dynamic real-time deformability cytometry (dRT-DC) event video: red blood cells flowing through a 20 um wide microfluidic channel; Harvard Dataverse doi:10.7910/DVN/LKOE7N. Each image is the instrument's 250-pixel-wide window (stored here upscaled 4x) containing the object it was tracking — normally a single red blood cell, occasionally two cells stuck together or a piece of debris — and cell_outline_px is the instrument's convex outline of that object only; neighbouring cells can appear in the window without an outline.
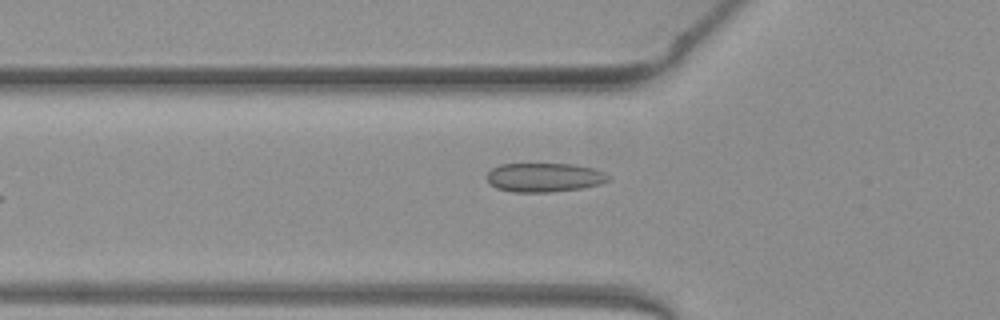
{"species": "common noctule bat (a hibernating species)", "species_latin": "Nyctalus noctula", "temperature_condition": "warm", "stored_images_in_passage": 33, "camera_frame_rate_fps": 3000, "um_per_image_px": 0.085, "animal": {"sex": "female", "body_mass_g": 19.3, "forearm_length_mm": 54.1}, "frame": {"image": 1, "passage_image": 2, "time_ms": 0.333, "image_size_px": [1000, 320], "cell_outline_px": [[612, 176], [608, 180], [600, 184], [580, 188], [552, 192], [512, 192], [496, 188], [488, 184], [488, 172], [492, 168], [500, 164], [572, 164], [592, 168], [604, 172]], "centroid_in_image_um": [46.25, 15.08], "position_along_channel_um": 79.5, "area_um2": 20.58}}
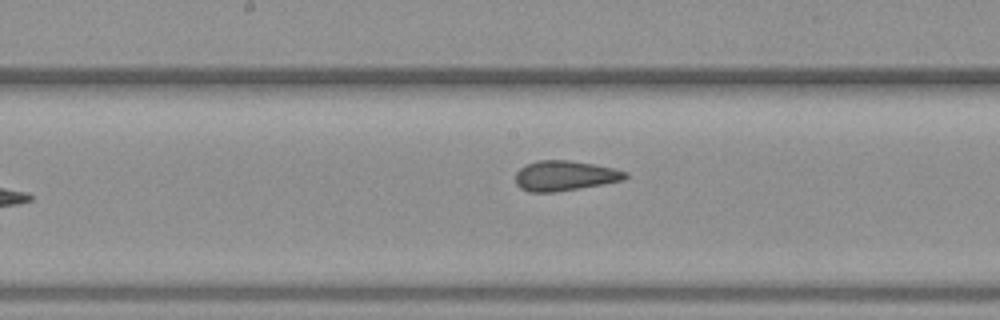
{"frame": {"image": 2, "passage_image": 11, "time_ms": 3.333, "image_size_px": [1000, 320], "cell_outline_px": [[628, 176], [624, 180], [552, 192], [528, 192], [520, 188], [516, 184], [516, 172], [520, 168], [536, 160], [568, 160], [592, 164], [612, 168], [628, 172]], "centroid_in_image_um": [47.97, 14.93], "position_along_channel_um": 200.2, "area_um2": 18.96}}
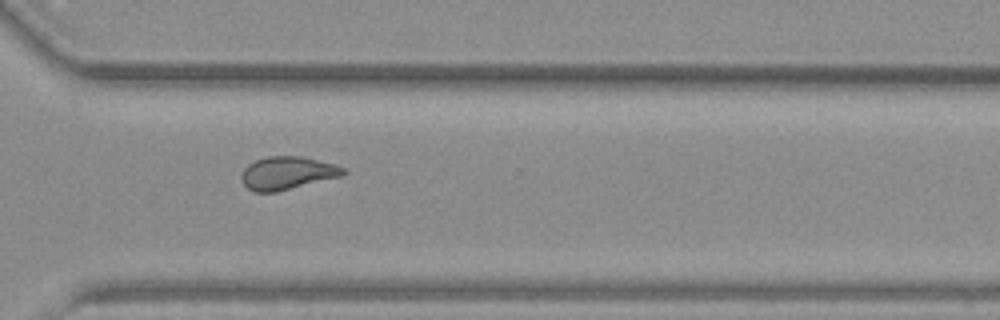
{"frame": {"image": 3, "passage_image": 22, "time_ms": 7.0, "image_size_px": [1000, 320], "cell_outline_px": [[348, 172], [340, 176], [276, 192], [252, 192], [240, 180], [240, 176], [244, 168], [248, 164], [256, 160], [268, 156], [300, 156], [348, 168]], "centroid_in_image_um": [24.39, 14.71], "position_along_channel_um": 346.2, "area_um2": 19.48}, "authors_computed_cell_mechanics": {"area_um2": 19.363, "velocity_mm_per_s": 3.9879, "shape_relaxation_time_tau1_ms": null, "shape_relaxation_time_tau2_ms": 1.4007, "deformation_change_tau1": null, "deformation_change_tau2": 0.0689}}